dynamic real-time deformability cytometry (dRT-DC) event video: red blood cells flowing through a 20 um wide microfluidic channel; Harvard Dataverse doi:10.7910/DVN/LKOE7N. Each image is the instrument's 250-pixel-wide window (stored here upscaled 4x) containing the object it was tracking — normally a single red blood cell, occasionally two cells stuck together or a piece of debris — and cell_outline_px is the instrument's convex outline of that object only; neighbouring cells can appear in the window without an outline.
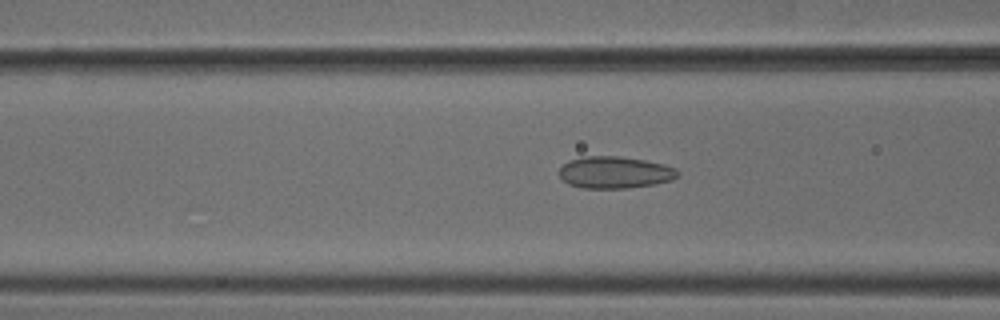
{"species": "common noctule bat (a hibernating species)", "species_latin": "Nyctalus noctula", "temperature_condition": "cold", "stored_images_in_passage": 52, "camera_frame_rate_fps": 3000, "um_per_image_px": 0.085, "animal": {"sex": "male", "body_mass_g": 18.8}, "frame": {"image": 1, "passage_image": 21, "time_ms": 6.667, "image_size_px": [1000, 320], "cell_outline_px": [[680, 176], [672, 180], [656, 184], [628, 188], [580, 188], [568, 184], [560, 176], [560, 168], [568, 160], [580, 156], [620, 156], [644, 160], [664, 164], [676, 168], [680, 172]], "centroid_in_image_um": [52.29, 14.65], "position_along_channel_um": 114.3, "area_um2": 22.31}}
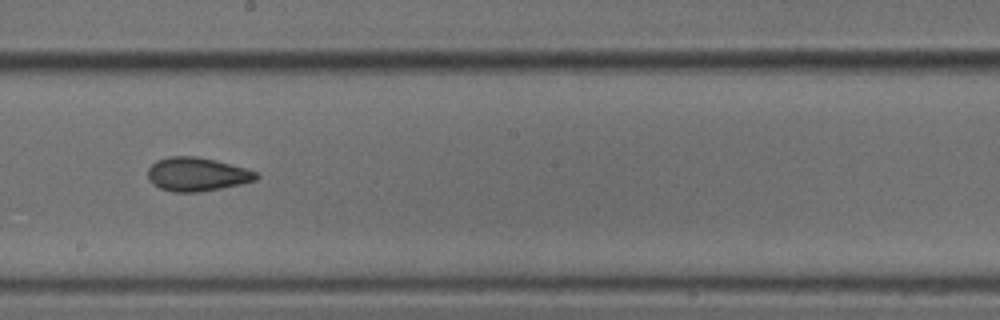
{"frame": {"image": 2, "passage_image": 30, "time_ms": 9.667, "image_size_px": [1000, 320], "cell_outline_px": [[260, 176], [256, 180], [240, 184], [200, 192], [172, 192], [160, 188], [152, 184], [148, 180], [148, 168], [156, 160], [168, 156], [196, 156], [216, 160], [244, 168], [256, 172]], "centroid_in_image_um": [16.7, 14.81], "position_along_channel_um": 231.5, "area_um2": 21.33}}
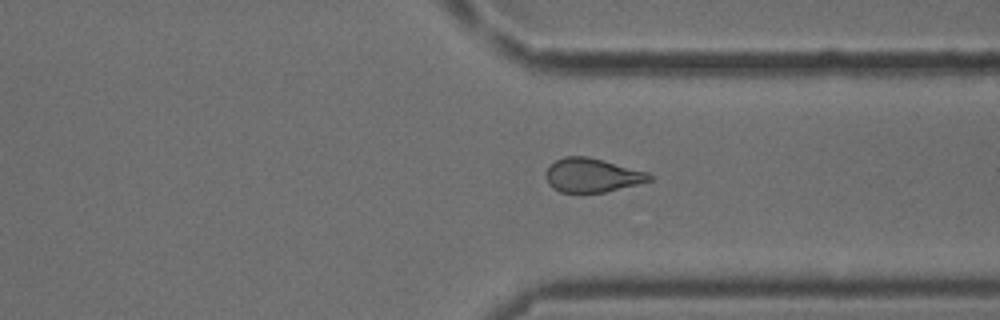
{"frame": {"image": 3, "passage_image": 40, "time_ms": 13.0, "image_size_px": [1000, 320], "cell_outline_px": [[652, 180], [604, 192], [560, 192], [552, 188], [548, 184], [544, 176], [548, 168], [556, 160], [564, 156], [588, 156], [648, 172], [652, 176]], "centroid_in_image_um": [50.29, 14.89], "position_along_channel_um": 361.1, "area_um2": 20.35}, "authors_computed_cell_mechanics": {"area_um2": 21.5305, "velocity_mm_per_s": 3.8893, "shape_relaxation_time_tau1_ms": null, "shape_relaxation_time_tau2_ms": 1.8289, "deformation_change_tau1": null, "deformation_change_tau2": 0.0868}}